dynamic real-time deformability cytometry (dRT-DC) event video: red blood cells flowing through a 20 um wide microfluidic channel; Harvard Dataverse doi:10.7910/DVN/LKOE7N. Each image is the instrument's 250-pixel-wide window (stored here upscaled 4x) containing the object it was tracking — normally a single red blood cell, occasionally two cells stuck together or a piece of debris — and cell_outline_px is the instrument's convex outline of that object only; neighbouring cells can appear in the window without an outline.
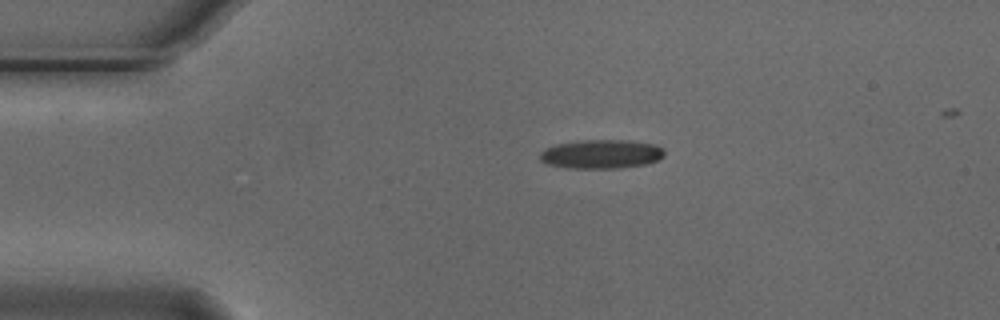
{"species": "Egyptian fruit bat (a non-hibernating species)", "species_latin": "Rousettus aegyptiacus", "temperature_condition": "cold", "stored_images_in_passage": 3, "segment_of_instrument_passage": [1, 2], "camera_frame_rate_fps": 3000, "um_per_image_px": 0.085, "animal": {"sex": "male"}, "frame": {"image": 1, "passage_image": 1, "time_ms": 0.0, "image_size_px": [1000, 320], "cell_outline_px": [[664, 156], [660, 160], [648, 164], [620, 168], [568, 168], [548, 164], [540, 160], [540, 152], [544, 148], [556, 144], [580, 140], [628, 140], [656, 144], [664, 148]], "centroid_in_image_um": [51.15, 13.09], "position_along_channel_um": 33.9, "area_um2": 21.33}}